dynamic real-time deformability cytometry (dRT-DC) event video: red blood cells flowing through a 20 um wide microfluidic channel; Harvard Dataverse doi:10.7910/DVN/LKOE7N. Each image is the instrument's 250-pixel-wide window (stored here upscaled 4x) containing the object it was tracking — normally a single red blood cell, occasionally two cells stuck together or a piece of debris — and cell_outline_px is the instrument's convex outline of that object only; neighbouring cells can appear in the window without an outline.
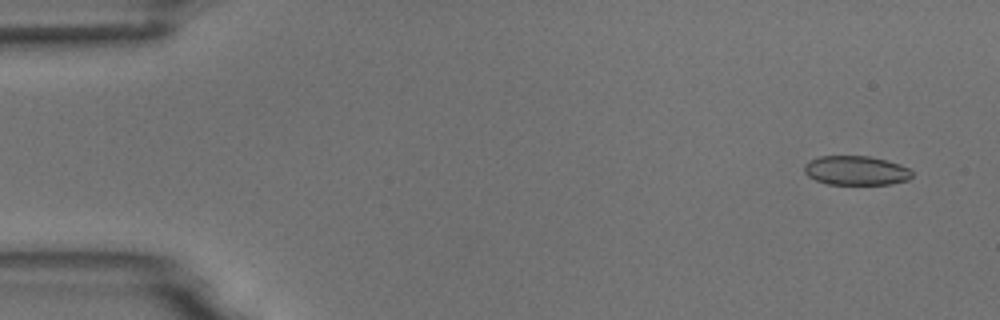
{"species": "common noctule bat (a hibernating species)", "species_latin": "Nyctalus noctula", "temperature_condition": "room temperature", "stored_images_in_passage": 7, "camera_frame_rate_fps": 3000, "um_per_image_px": 0.085, "animal": {"sex": "male", "body_mass_g": 18.8}, "frame": {"image": 1, "passage_image": 2, "time_ms": 1.0, "image_size_px": [1000, 320], "cell_outline_px": [[912, 176], [908, 180], [892, 184], [828, 184], [816, 180], [808, 176], [804, 172], [804, 164], [808, 160], [820, 156], [868, 156], [900, 164], [908, 168], [912, 172]], "centroid_in_image_um": [72.74, 14.49], "position_along_channel_um": 12.3, "area_um2": 18.38}}
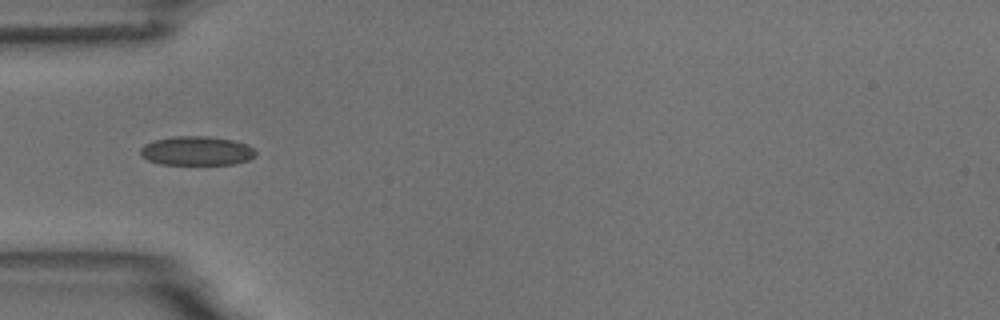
{"frame": {"image": 2, "passage_image": 6, "time_ms": 5.667, "image_size_px": [1000, 320], "cell_outline_px": [[256, 156], [248, 160], [236, 164], [160, 164], [148, 160], [140, 156], [140, 148], [144, 144], [152, 140], [172, 136], [208, 136], [232, 140], [244, 144], [252, 148], [256, 152]], "centroid_in_image_um": [16.67, 12.82], "position_along_channel_um": 68.3, "area_um2": 19.65}}